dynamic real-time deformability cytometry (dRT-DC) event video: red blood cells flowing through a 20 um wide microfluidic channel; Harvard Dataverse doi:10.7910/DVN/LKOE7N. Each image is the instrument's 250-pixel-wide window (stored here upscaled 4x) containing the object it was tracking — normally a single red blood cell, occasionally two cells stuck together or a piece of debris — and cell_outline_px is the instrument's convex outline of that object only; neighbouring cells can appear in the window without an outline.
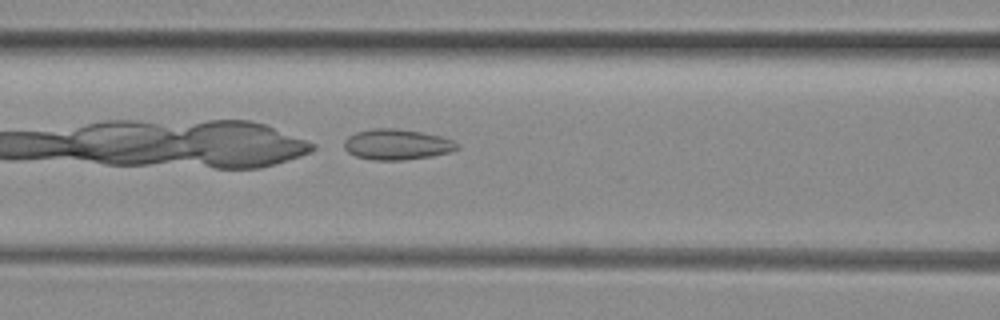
{"species": "common noctule bat (a hibernating species)", "species_latin": "Nyctalus noctula", "temperature_condition": "room temperature", "stored_images_in_passage": 30, "camera_frame_rate_fps": 3000, "um_per_image_px": 0.085, "animal": {"sex": "female", "body_mass_g": 29.2, "forearm_length_mm": 56.3}, "frame": {"image": 1, "passage_image": 5, "time_ms": 1.333, "image_size_px": [1000, 320], "cell_outline_px": [[460, 148], [452, 152], [432, 156], [404, 160], [372, 160], [356, 156], [348, 152], [344, 148], [344, 140], [348, 136], [356, 132], [372, 128], [396, 128], [420, 132], [440, 136], [452, 140], [460, 144]], "centroid_in_image_um": [33.75, 12.28], "position_along_channel_um": 132.8, "area_um2": 20.35}}
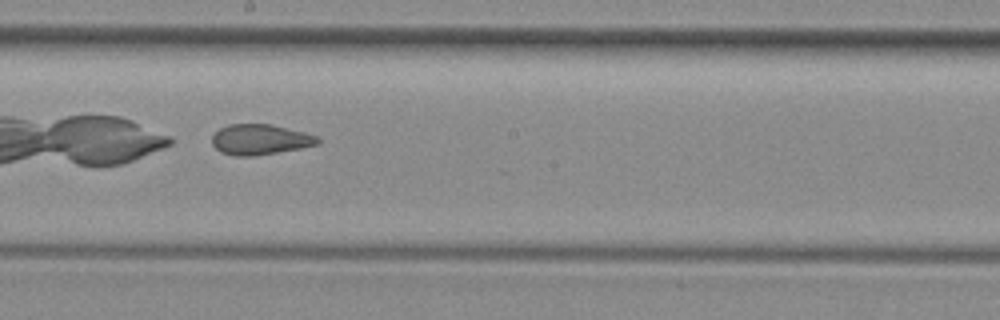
{"frame": {"image": 2, "passage_image": 12, "time_ms": 3.667, "image_size_px": [1000, 320], "cell_outline_px": [[320, 144], [300, 148], [252, 156], [236, 156], [220, 152], [212, 144], [212, 136], [220, 128], [228, 124], [272, 124], [320, 136]], "centroid_in_image_um": [22.12, 11.85], "position_along_channel_um": 226.1, "area_um2": 18.79}}
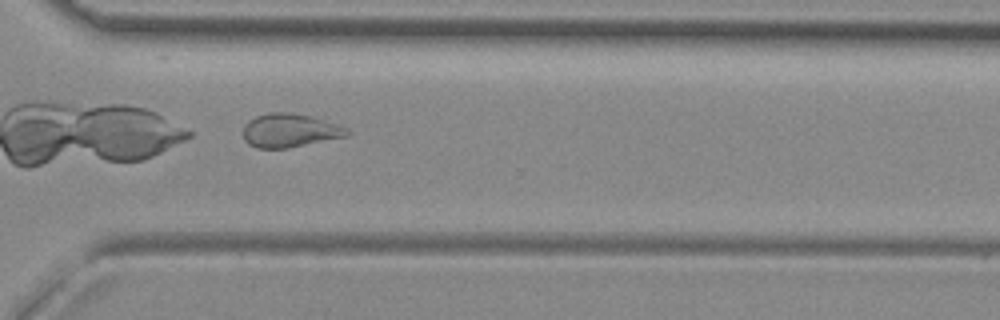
{"frame": {"image": 3, "passage_image": 21, "time_ms": 6.667, "image_size_px": [1000, 320], "cell_outline_px": [[352, 132], [348, 136], [288, 148], [256, 148], [248, 144], [244, 140], [244, 124], [248, 120], [256, 116], [268, 112], [288, 112], [308, 116], [336, 124], [348, 128]], "centroid_in_image_um": [24.61, 11.1], "position_along_channel_um": 346.0, "area_um2": 20.35}}